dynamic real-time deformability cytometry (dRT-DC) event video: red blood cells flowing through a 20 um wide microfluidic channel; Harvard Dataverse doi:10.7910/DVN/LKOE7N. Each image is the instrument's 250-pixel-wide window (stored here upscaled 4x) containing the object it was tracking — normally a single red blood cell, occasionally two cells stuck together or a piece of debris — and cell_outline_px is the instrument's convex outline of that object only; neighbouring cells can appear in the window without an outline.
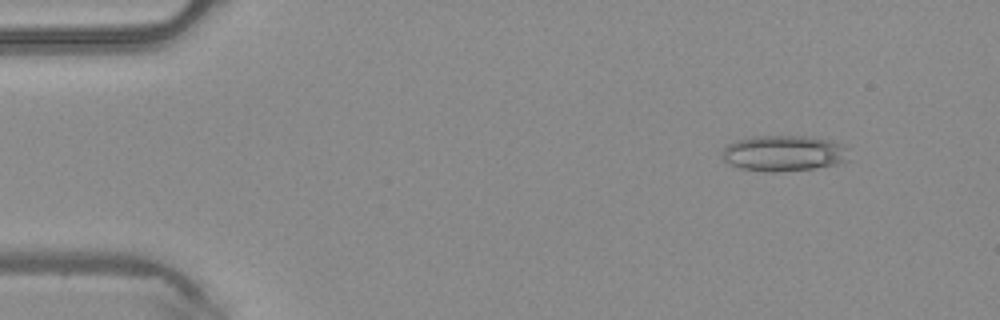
{"species": "common noctule bat (a hibernating species)", "species_latin": "Nyctalus noctula", "temperature_condition": "warm", "stored_images_in_passage": 46, "camera_frame_rate_fps": 3000, "um_per_image_px": 0.085, "animal": {"sex": "male", "body_mass_g": 20.4}, "frame": {"image": 1, "passage_image": 5, "time_ms": 1.333, "image_size_px": [1000, 320], "cell_outline_px": [[848, 160], [836, 164], [812, 168], [776, 172], [764, 172], [740, 168], [724, 160], [724, 148], [728, 144], [752, 136], [808, 136], [828, 140], [844, 144], [848, 148]], "centroid_in_image_um": [66.67, 13.02], "position_along_channel_um": 18.3, "area_um2": 26.3}}
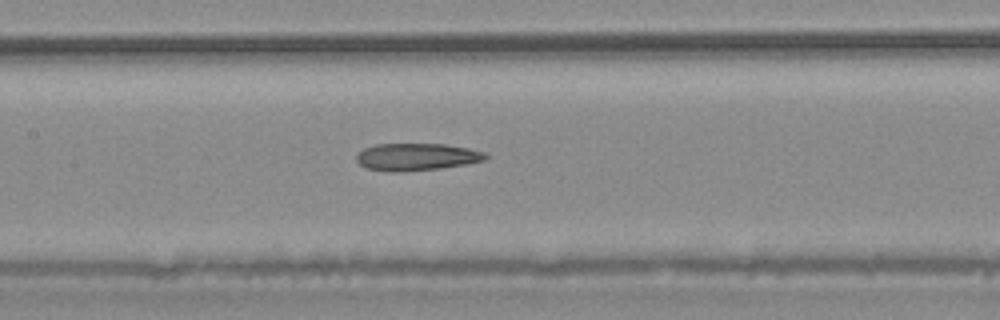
{"frame": {"image": 2, "passage_image": 22, "time_ms": 7.0, "image_size_px": [1000, 320], "cell_outline_px": [[488, 156], [484, 160], [464, 164], [440, 168], [404, 172], [388, 172], [364, 168], [356, 160], [356, 156], [364, 148], [376, 144], [444, 144], [468, 148], [484, 152]], "centroid_in_image_um": [35.36, 13.34], "position_along_channel_um": 172.0, "area_um2": 20.52}}
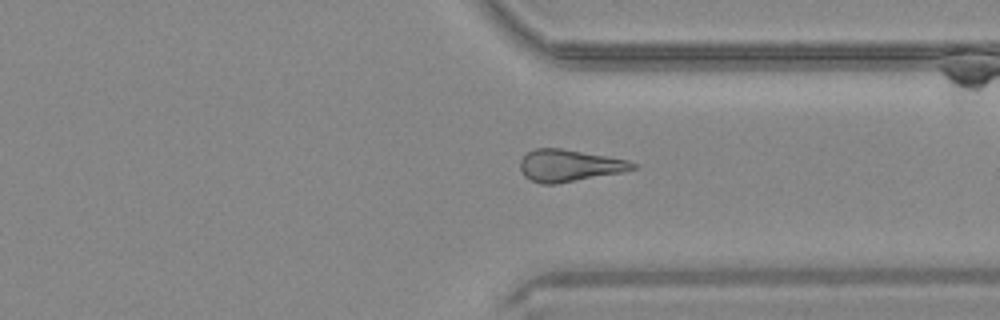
{"frame": {"image": 3, "passage_image": 35, "time_ms": 11.333, "image_size_px": [1000, 320], "cell_outline_px": [[640, 168], [620, 172], [556, 184], [540, 184], [524, 176], [520, 168], [520, 160], [528, 152], [536, 148], [560, 148], [628, 160], [636, 164]], "centroid_in_image_um": [48.38, 14.07], "position_along_channel_um": 363.0, "area_um2": 20.75}}